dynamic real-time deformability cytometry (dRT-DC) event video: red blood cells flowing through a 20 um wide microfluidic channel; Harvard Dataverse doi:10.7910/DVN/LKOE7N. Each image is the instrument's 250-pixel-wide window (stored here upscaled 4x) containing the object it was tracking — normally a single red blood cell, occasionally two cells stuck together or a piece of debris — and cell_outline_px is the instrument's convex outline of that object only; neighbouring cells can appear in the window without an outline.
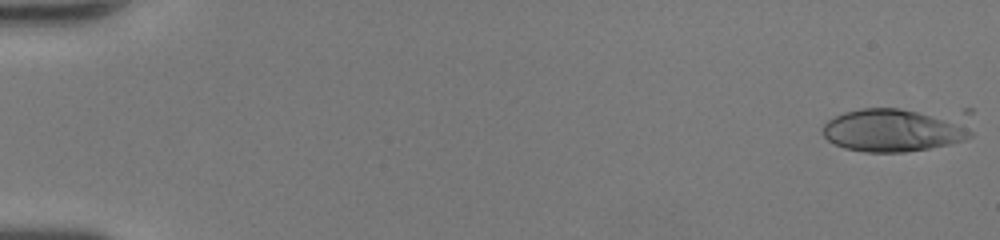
{"species": "human", "species_latin": "Homo sapiens", "temperature_condition": "room temperature", "stored_images_in_passage": 47, "camera_frame_rate_fps": 3000, "um_per_image_px": 0.085, "donor": {"sex": "female"}, "frame": {"image": 1, "passage_image": 1, "time_ms": 0.0, "image_size_px": [1000, 240], "cell_outline_px": [[972, 136], [964, 140], [952, 144], [904, 152], [864, 152], [844, 148], [828, 140], [824, 136], [820, 128], [828, 120], [844, 112], [860, 108], [972, 108]], "centroid_in_image_um": [76.38, 10.94], "position_along_channel_um": 8.6, "area_um2": 40.98}}
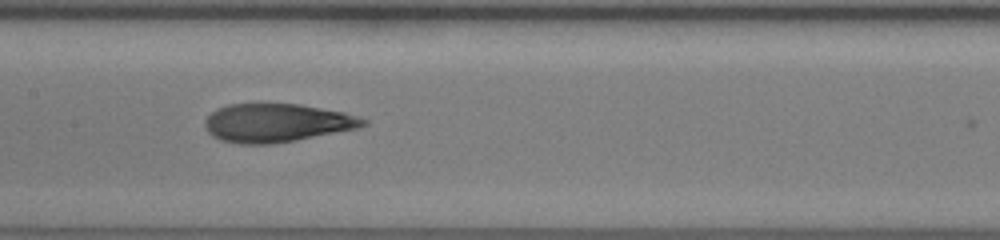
{"frame": {"image": 2, "passage_image": 26, "time_ms": 8.333, "image_size_px": [1000, 240], "cell_outline_px": [[368, 124], [356, 128], [296, 140], [272, 144], [240, 144], [220, 140], [212, 136], [208, 132], [204, 124], [204, 120], [216, 108], [228, 104], [300, 104], [344, 112], [360, 116], [368, 120]], "centroid_in_image_um": [23.51, 10.44], "position_along_channel_um": 183.9, "area_um2": 35.49}}
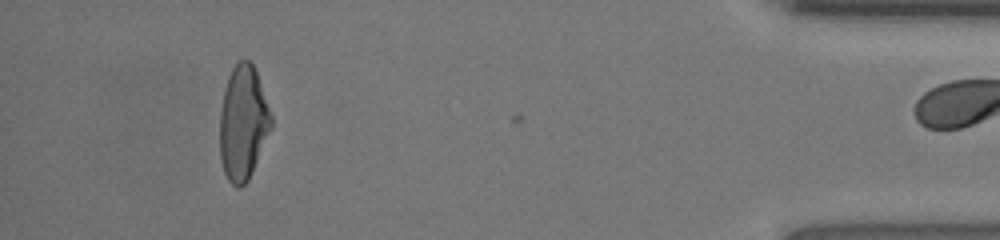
{"frame": {"image": 3, "passage_image": 46, "time_ms": 15.0, "image_size_px": [1000, 240], "cell_outline_px": [[272, 128], [248, 180], [240, 188], [236, 188], [228, 180], [224, 172], [220, 160], [220, 112], [224, 88], [228, 76], [232, 68], [240, 60], [248, 60], [252, 64], [256, 72], [272, 116]], "centroid_in_image_um": [20.65, 10.47], "position_along_channel_um": 414.6, "area_um2": 34.16}}